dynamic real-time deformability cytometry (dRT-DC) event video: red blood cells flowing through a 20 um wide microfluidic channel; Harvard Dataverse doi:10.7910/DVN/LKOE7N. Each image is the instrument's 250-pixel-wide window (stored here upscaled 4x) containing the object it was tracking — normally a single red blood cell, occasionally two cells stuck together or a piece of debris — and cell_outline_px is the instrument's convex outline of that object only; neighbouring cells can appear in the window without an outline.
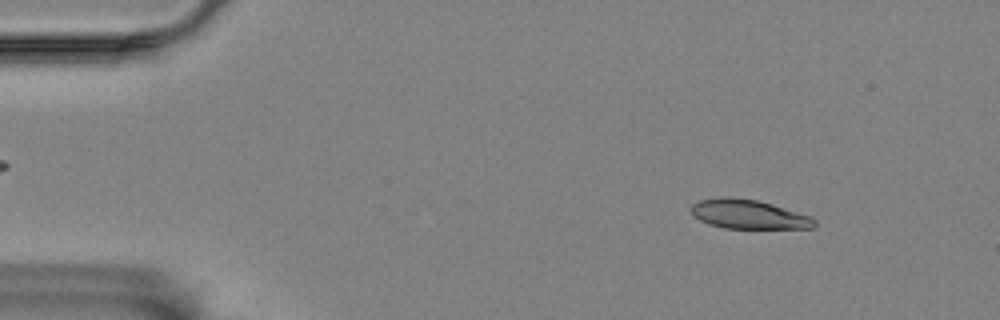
{"species": "Egyptian fruit bat (a non-hibernating species)", "species_latin": "Rousettus aegyptiacus", "temperature_condition": "room temperature", "stored_images_in_passage": 4, "camera_frame_rate_fps": 3000, "um_per_image_px": 0.085, "animal": {"sex": "female"}, "frame": {"image": 1, "passage_image": 1, "time_ms": 0.0, "image_size_px": [1000, 320], "cell_outline_px": [[816, 224], [812, 228], [724, 228], [708, 224], [692, 216], [692, 204], [700, 200], [728, 196], [756, 200], [772, 204], [812, 216], [816, 220]], "centroid_in_image_um": [63.63, 18.22], "position_along_channel_um": 21.4, "area_um2": 20.92}}
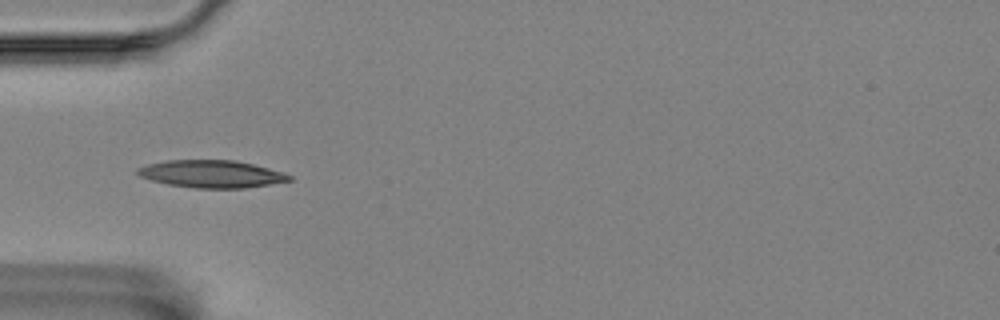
{"frame": {"image": 2, "passage_image": 4, "time_ms": 3.667, "image_size_px": [1000, 320], "cell_outline_px": [[292, 180], [244, 188], [196, 188], [168, 184], [152, 180], [140, 176], [136, 172], [136, 168], [148, 164], [168, 160], [236, 160], [268, 168], [292, 176]], "centroid_in_image_um": [17.95, 14.78], "position_along_channel_um": 67.1, "area_um2": 23.99}}